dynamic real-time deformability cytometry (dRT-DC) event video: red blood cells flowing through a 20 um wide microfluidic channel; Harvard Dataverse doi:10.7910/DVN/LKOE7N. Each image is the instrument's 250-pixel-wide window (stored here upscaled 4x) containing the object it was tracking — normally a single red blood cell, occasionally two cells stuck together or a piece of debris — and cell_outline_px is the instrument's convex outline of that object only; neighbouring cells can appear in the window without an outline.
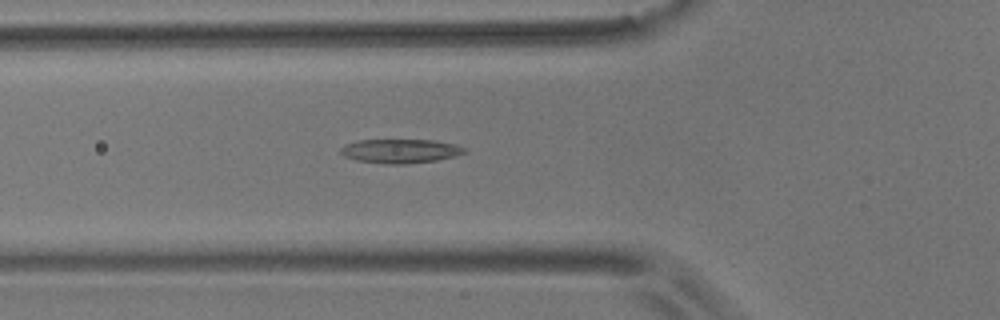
{"species": "common noctule bat (a hibernating species)", "species_latin": "Nyctalus noctula", "temperature_condition": "room temperature", "stored_images_in_passage": 41, "camera_frame_rate_fps": 3000, "um_per_image_px": 0.085, "animal": {"sex": "male", "body_mass_g": 17.9}, "frame": {"image": 1, "passage_image": 5, "time_ms": 1.333, "image_size_px": [1000, 320], "cell_outline_px": [[464, 152], [456, 156], [436, 160], [404, 164], [384, 164], [356, 160], [344, 156], [340, 152], [340, 148], [344, 144], [360, 140], [432, 140], [452, 144], [464, 148]], "centroid_in_image_um": [33.96, 12.84], "position_along_channel_um": 91.8, "area_um2": 17.17}}
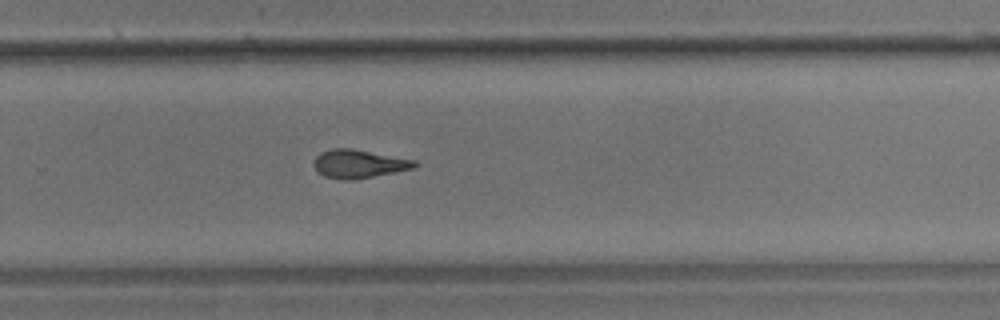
{"frame": {"image": 2, "passage_image": 22, "time_ms": 7.0, "image_size_px": [1000, 320], "cell_outline_px": [[420, 164], [416, 168], [352, 180], [344, 180], [324, 176], [312, 164], [316, 156], [320, 152], [332, 148], [352, 148], [416, 160]], "centroid_in_image_um": [30.53, 13.91], "position_along_channel_um": 299.3, "area_um2": 16.76}}
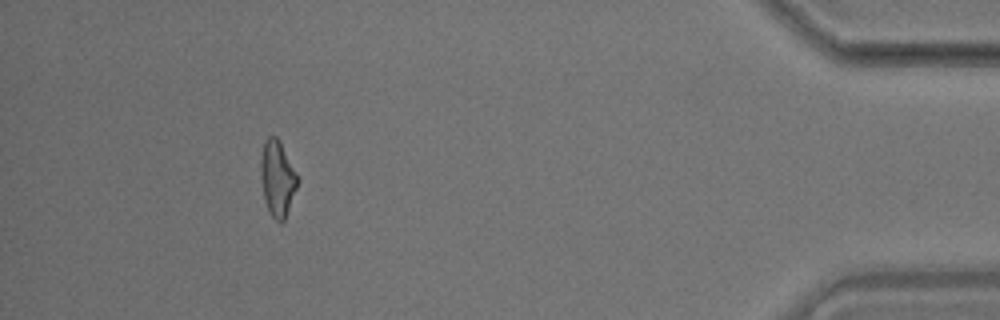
{"frame": {"image": 3, "passage_image": 36, "time_ms": 11.667, "image_size_px": [1000, 320], "cell_outline_px": [[300, 180], [284, 220], [280, 224], [272, 216], [264, 200], [260, 176], [260, 156], [264, 140], [268, 136], [276, 136], [280, 140]], "centroid_in_image_um": [23.57, 15.13], "position_along_channel_um": 411.6, "area_um2": 16.47}, "authors_computed_cell_mechanics": {"area_um2": 16.5308, "velocity_mm_per_s": 3.6575, "shape_relaxation_time_tau1_ms": 9.4369, "shape_relaxation_time_tau2_ms": 2.7022, "deformation_change_tau1": 0.2143, "deformation_change_tau2": 0.1062}}